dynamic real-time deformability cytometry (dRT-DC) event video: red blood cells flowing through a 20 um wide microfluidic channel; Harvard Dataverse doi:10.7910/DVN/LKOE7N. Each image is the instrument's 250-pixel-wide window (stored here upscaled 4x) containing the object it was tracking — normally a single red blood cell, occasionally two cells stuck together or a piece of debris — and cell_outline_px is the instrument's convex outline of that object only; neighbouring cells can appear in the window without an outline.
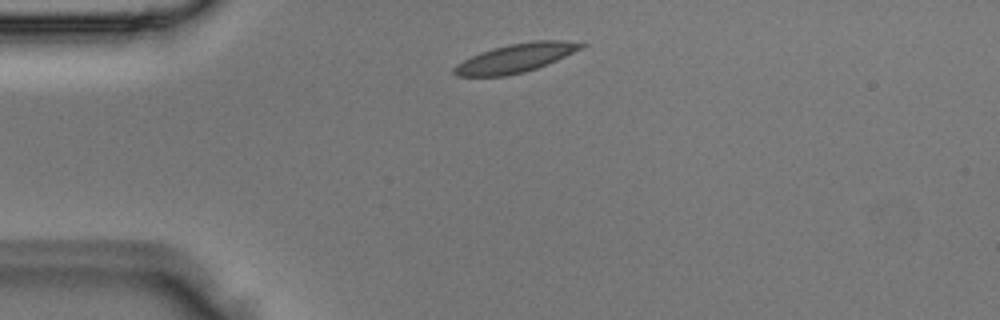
{"species": "Egyptian fruit bat (a non-hibernating species)", "species_latin": "Rousettus aegyptiacus", "temperature_condition": "room temperature", "stored_images_in_passage": 3, "camera_frame_rate_fps": 3000, "um_per_image_px": 0.085, "animal": {"sex": "male"}, "frame": {"image": 1, "passage_image": 1, "time_ms": 0.0, "image_size_px": [1000, 320], "cell_outline_px": [[588, 44], [584, 48], [556, 60], [536, 68], [524, 72], [504, 76], [456, 76], [452, 72], [452, 68], [456, 64], [480, 52], [492, 48], [508, 44], [532, 40], [564, 40]], "centroid_in_image_um": [43.83, 4.92], "position_along_channel_um": 41.2, "area_um2": 21.33}}